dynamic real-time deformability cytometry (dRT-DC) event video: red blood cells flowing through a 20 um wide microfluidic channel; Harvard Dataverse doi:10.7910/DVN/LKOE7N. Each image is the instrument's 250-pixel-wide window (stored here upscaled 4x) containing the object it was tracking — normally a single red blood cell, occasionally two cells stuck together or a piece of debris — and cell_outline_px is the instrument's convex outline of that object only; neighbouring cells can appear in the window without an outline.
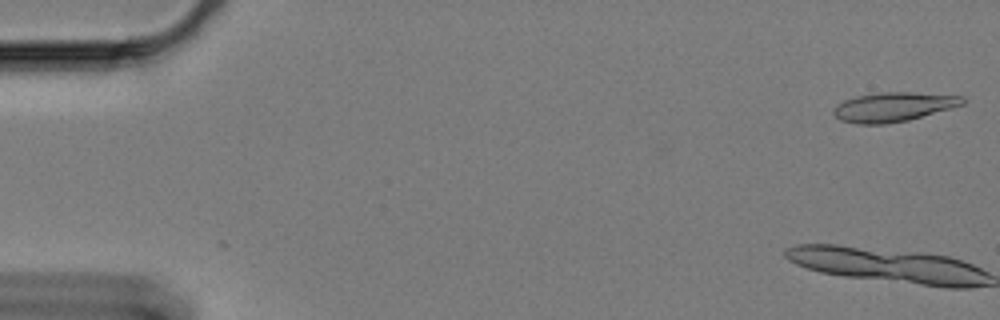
{"species": "Egyptian fruit bat (a non-hibernating species)", "species_latin": "Rousettus aegyptiacus", "temperature_condition": "cold", "stored_images_in_passage": 10, "camera_frame_rate_fps": 3000, "um_per_image_px": 0.085, "animal": {"sex": "female"}, "frame": {"image": 1, "passage_image": 1, "time_ms": 0.0, "image_size_px": [1000, 320], "cell_outline_px": [[964, 104], [908, 120], [884, 124], [856, 124], [840, 120], [832, 112], [832, 108], [836, 104], [844, 100], [856, 96], [880, 92], [912, 92], [964, 96]], "centroid_in_image_um": [75.89, 9.08], "position_along_channel_um": 9.1, "area_um2": 22.02}}